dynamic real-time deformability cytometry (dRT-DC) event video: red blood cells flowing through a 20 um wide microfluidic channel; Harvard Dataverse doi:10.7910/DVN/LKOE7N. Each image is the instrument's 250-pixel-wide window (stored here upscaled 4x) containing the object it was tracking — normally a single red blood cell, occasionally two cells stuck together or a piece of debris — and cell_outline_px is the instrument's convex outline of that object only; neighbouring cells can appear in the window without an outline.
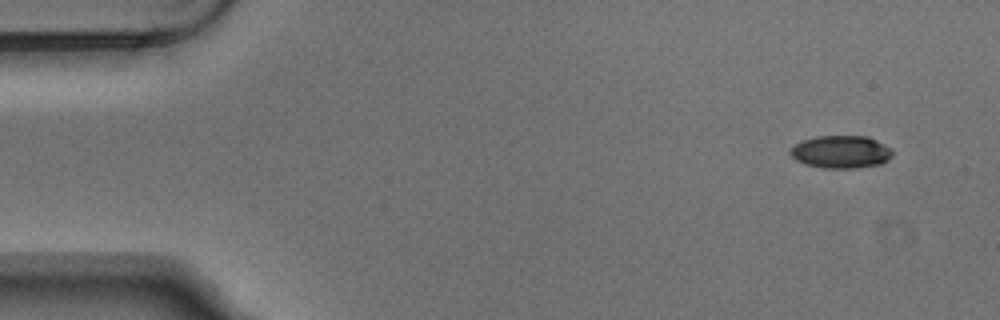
{"species": "Egyptian fruit bat (a non-hibernating species)", "species_latin": "Rousettus aegyptiacus", "temperature_condition": "warm", "stored_images_in_passage": 5, "camera_frame_rate_fps": 3000, "um_per_image_px": 0.085, "animal": {"sex": "male"}, "frame": {"image": 1, "passage_image": 1, "time_ms": 0.0, "image_size_px": [1000, 320], "cell_outline_px": [[892, 156], [888, 160], [880, 164], [856, 168], [824, 168], [804, 164], [796, 160], [788, 152], [796, 144], [804, 140], [816, 136], [868, 136], [892, 148]], "centroid_in_image_um": [71.5, 12.91], "position_along_channel_um": 13.5, "area_um2": 19.48}}
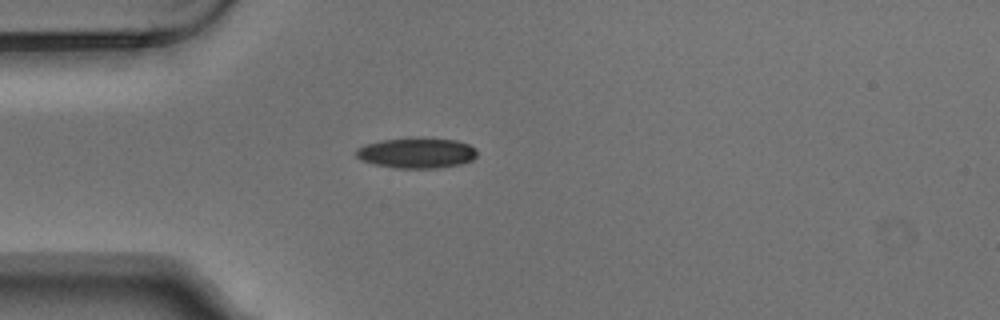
{"frame": {"image": 2, "passage_image": 4, "time_ms": 1.0, "image_size_px": [1000, 320], "cell_outline_px": [[476, 156], [472, 160], [460, 164], [440, 168], [396, 168], [376, 164], [364, 160], [356, 156], [356, 148], [364, 144], [380, 140], [408, 136], [420, 136], [456, 140], [468, 144], [476, 148]], "centroid_in_image_um": [35.42, 12.96], "position_along_channel_um": 49.6, "area_um2": 21.96}}